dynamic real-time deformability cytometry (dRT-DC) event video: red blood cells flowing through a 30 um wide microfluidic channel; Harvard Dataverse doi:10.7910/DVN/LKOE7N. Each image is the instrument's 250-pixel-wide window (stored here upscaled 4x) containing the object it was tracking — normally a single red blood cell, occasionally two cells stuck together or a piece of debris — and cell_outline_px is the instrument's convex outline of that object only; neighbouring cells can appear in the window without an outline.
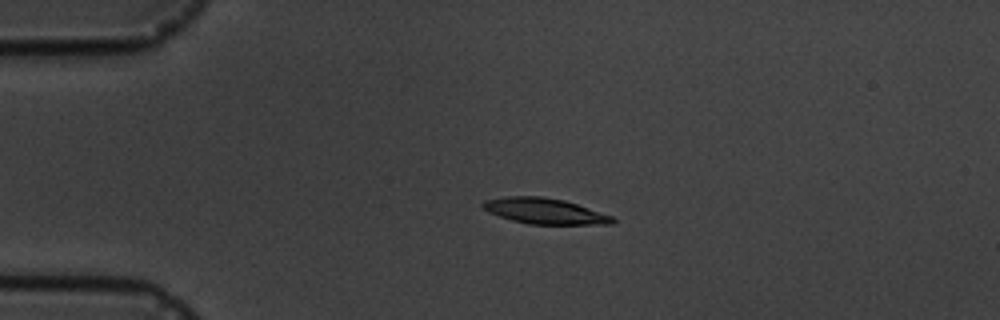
{"species": "common noctule bat (a hibernating species)", "species_latin": "Nyctalus noctula", "temperature_condition": "cold", "stored_images_in_passage": 3, "camera_frame_rate_fps": 3000, "um_per_image_px": 0.085, "animal": {"sex": "male", "body_mass_g": 19.5, "forearm_length_mm": 54.6}, "frame": {"image": 1, "passage_image": 2, "time_ms": 1.0, "image_size_px": [1000, 320], "cell_outline_px": [[616, 220], [612, 224], [528, 224], [512, 220], [488, 212], [480, 204], [484, 200], [504, 196], [544, 196], [564, 200], [612, 216]], "centroid_in_image_um": [46.26, 17.93], "position_along_channel_um": 38.7, "area_um2": 19.36}}